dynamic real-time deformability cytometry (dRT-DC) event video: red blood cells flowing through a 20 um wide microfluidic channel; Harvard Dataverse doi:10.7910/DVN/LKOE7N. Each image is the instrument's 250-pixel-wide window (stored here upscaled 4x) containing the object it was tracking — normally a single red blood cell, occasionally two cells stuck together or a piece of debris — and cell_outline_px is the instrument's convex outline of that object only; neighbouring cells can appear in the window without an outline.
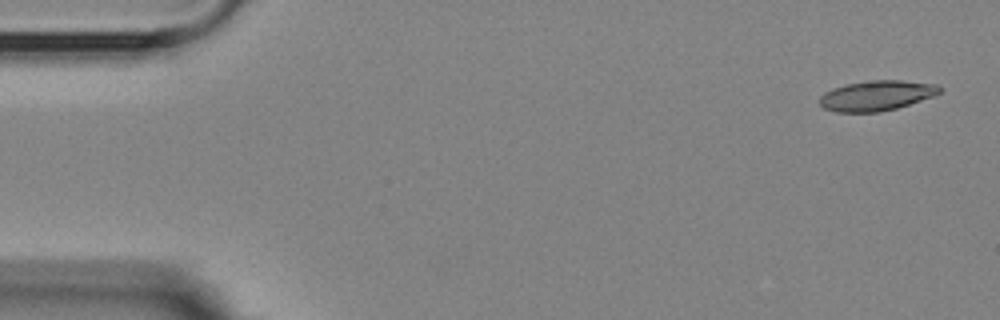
{"species": "Egyptian fruit bat (a non-hibernating species)", "species_latin": "Rousettus aegyptiacus", "temperature_condition": "room temperature", "stored_images_in_passage": 5, "camera_frame_rate_fps": 3000, "um_per_image_px": 0.085, "animal": {"sex": "female"}, "frame": {"image": 1, "passage_image": 1, "time_ms": 0.0, "image_size_px": [1000, 320], "cell_outline_px": [[940, 92], [932, 96], [896, 108], [880, 112], [836, 112], [824, 108], [820, 104], [820, 96], [824, 92], [832, 88], [848, 84], [872, 80], [900, 80], [936, 84], [940, 88]], "centroid_in_image_um": [74.46, 8.12], "position_along_channel_um": 10.5, "area_um2": 20.81}}
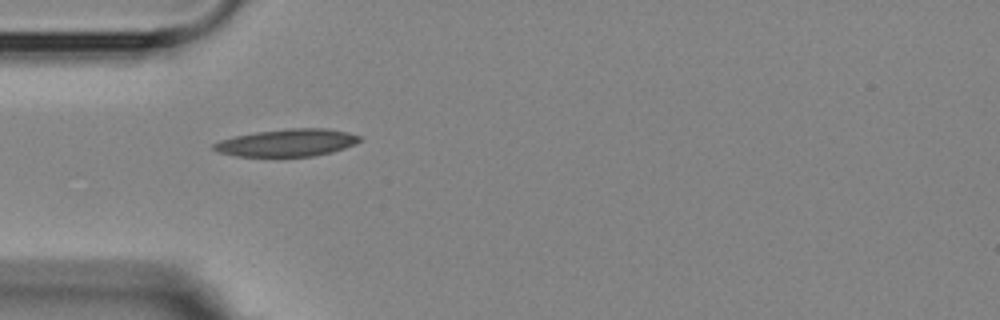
{"frame": {"image": 2, "passage_image": 5, "time_ms": 4.667, "image_size_px": [1000, 320], "cell_outline_px": [[360, 140], [344, 148], [332, 152], [312, 156], [236, 156], [220, 152], [212, 148], [212, 144], [220, 140], [236, 136], [256, 132], [288, 128], [328, 128], [348, 132], [360, 136]], "centroid_in_image_um": [24.4, 12.12], "position_along_channel_um": 60.6, "area_um2": 23.06}}